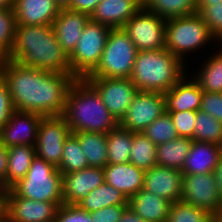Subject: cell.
<instances>
[{"instance_id": "cell-52", "label": "cell", "mask_w": 222, "mask_h": 222, "mask_svg": "<svg viewBox=\"0 0 222 222\" xmlns=\"http://www.w3.org/2000/svg\"><path fill=\"white\" fill-rule=\"evenodd\" d=\"M61 8H66L71 0H54Z\"/></svg>"}, {"instance_id": "cell-33", "label": "cell", "mask_w": 222, "mask_h": 222, "mask_svg": "<svg viewBox=\"0 0 222 222\" xmlns=\"http://www.w3.org/2000/svg\"><path fill=\"white\" fill-rule=\"evenodd\" d=\"M81 150L78 137L74 133H71L64 142L61 162L57 167L62 175L89 167L85 155Z\"/></svg>"}, {"instance_id": "cell-12", "label": "cell", "mask_w": 222, "mask_h": 222, "mask_svg": "<svg viewBox=\"0 0 222 222\" xmlns=\"http://www.w3.org/2000/svg\"><path fill=\"white\" fill-rule=\"evenodd\" d=\"M84 79L98 92L108 111L120 122L138 92L130 78Z\"/></svg>"}, {"instance_id": "cell-27", "label": "cell", "mask_w": 222, "mask_h": 222, "mask_svg": "<svg viewBox=\"0 0 222 222\" xmlns=\"http://www.w3.org/2000/svg\"><path fill=\"white\" fill-rule=\"evenodd\" d=\"M35 156V146L18 145L8 148L6 183L10 187L16 184L20 179L24 178Z\"/></svg>"}, {"instance_id": "cell-16", "label": "cell", "mask_w": 222, "mask_h": 222, "mask_svg": "<svg viewBox=\"0 0 222 222\" xmlns=\"http://www.w3.org/2000/svg\"><path fill=\"white\" fill-rule=\"evenodd\" d=\"M143 190L171 203L181 201L183 174L180 170L156 165L145 171Z\"/></svg>"}, {"instance_id": "cell-28", "label": "cell", "mask_w": 222, "mask_h": 222, "mask_svg": "<svg viewBox=\"0 0 222 222\" xmlns=\"http://www.w3.org/2000/svg\"><path fill=\"white\" fill-rule=\"evenodd\" d=\"M77 205L81 209L92 213L111 205H128V199L113 186L104 182L95 190L89 192V195Z\"/></svg>"}, {"instance_id": "cell-11", "label": "cell", "mask_w": 222, "mask_h": 222, "mask_svg": "<svg viewBox=\"0 0 222 222\" xmlns=\"http://www.w3.org/2000/svg\"><path fill=\"white\" fill-rule=\"evenodd\" d=\"M181 201L205 209L214 217H222V200L214 172L183 175Z\"/></svg>"}, {"instance_id": "cell-39", "label": "cell", "mask_w": 222, "mask_h": 222, "mask_svg": "<svg viewBox=\"0 0 222 222\" xmlns=\"http://www.w3.org/2000/svg\"><path fill=\"white\" fill-rule=\"evenodd\" d=\"M179 137L194 138L197 111L168 112Z\"/></svg>"}, {"instance_id": "cell-9", "label": "cell", "mask_w": 222, "mask_h": 222, "mask_svg": "<svg viewBox=\"0 0 222 222\" xmlns=\"http://www.w3.org/2000/svg\"><path fill=\"white\" fill-rule=\"evenodd\" d=\"M122 28L138 51L165 48L166 19L143 7Z\"/></svg>"}, {"instance_id": "cell-31", "label": "cell", "mask_w": 222, "mask_h": 222, "mask_svg": "<svg viewBox=\"0 0 222 222\" xmlns=\"http://www.w3.org/2000/svg\"><path fill=\"white\" fill-rule=\"evenodd\" d=\"M220 49L221 51L209 57L204 67L193 76L202 91L222 93V48Z\"/></svg>"}, {"instance_id": "cell-22", "label": "cell", "mask_w": 222, "mask_h": 222, "mask_svg": "<svg viewBox=\"0 0 222 222\" xmlns=\"http://www.w3.org/2000/svg\"><path fill=\"white\" fill-rule=\"evenodd\" d=\"M103 170L105 182L120 191L128 200L143 189L145 171L130 162L108 164Z\"/></svg>"}, {"instance_id": "cell-38", "label": "cell", "mask_w": 222, "mask_h": 222, "mask_svg": "<svg viewBox=\"0 0 222 222\" xmlns=\"http://www.w3.org/2000/svg\"><path fill=\"white\" fill-rule=\"evenodd\" d=\"M197 14L208 25V28L213 37L219 43L222 42V2L217 4H210L208 6H201L197 10ZM221 41V42H220Z\"/></svg>"}, {"instance_id": "cell-10", "label": "cell", "mask_w": 222, "mask_h": 222, "mask_svg": "<svg viewBox=\"0 0 222 222\" xmlns=\"http://www.w3.org/2000/svg\"><path fill=\"white\" fill-rule=\"evenodd\" d=\"M70 127L62 115L43 116L39 123L35 144L36 156L58 167Z\"/></svg>"}, {"instance_id": "cell-35", "label": "cell", "mask_w": 222, "mask_h": 222, "mask_svg": "<svg viewBox=\"0 0 222 222\" xmlns=\"http://www.w3.org/2000/svg\"><path fill=\"white\" fill-rule=\"evenodd\" d=\"M213 218L205 209L178 201L171 203L167 222H210Z\"/></svg>"}, {"instance_id": "cell-5", "label": "cell", "mask_w": 222, "mask_h": 222, "mask_svg": "<svg viewBox=\"0 0 222 222\" xmlns=\"http://www.w3.org/2000/svg\"><path fill=\"white\" fill-rule=\"evenodd\" d=\"M11 189L20 197L45 202H63L62 174L58 168L35 156L24 176Z\"/></svg>"}, {"instance_id": "cell-49", "label": "cell", "mask_w": 222, "mask_h": 222, "mask_svg": "<svg viewBox=\"0 0 222 222\" xmlns=\"http://www.w3.org/2000/svg\"><path fill=\"white\" fill-rule=\"evenodd\" d=\"M7 200L0 199V222H8Z\"/></svg>"}, {"instance_id": "cell-1", "label": "cell", "mask_w": 222, "mask_h": 222, "mask_svg": "<svg viewBox=\"0 0 222 222\" xmlns=\"http://www.w3.org/2000/svg\"><path fill=\"white\" fill-rule=\"evenodd\" d=\"M0 75L7 84L14 110L43 116L63 114L68 90L76 80L72 74L22 67L7 58L0 59Z\"/></svg>"}, {"instance_id": "cell-40", "label": "cell", "mask_w": 222, "mask_h": 222, "mask_svg": "<svg viewBox=\"0 0 222 222\" xmlns=\"http://www.w3.org/2000/svg\"><path fill=\"white\" fill-rule=\"evenodd\" d=\"M55 222H92L91 213L74 204H61Z\"/></svg>"}, {"instance_id": "cell-34", "label": "cell", "mask_w": 222, "mask_h": 222, "mask_svg": "<svg viewBox=\"0 0 222 222\" xmlns=\"http://www.w3.org/2000/svg\"><path fill=\"white\" fill-rule=\"evenodd\" d=\"M192 140L222 146V122L207 113L197 111L194 138Z\"/></svg>"}, {"instance_id": "cell-48", "label": "cell", "mask_w": 222, "mask_h": 222, "mask_svg": "<svg viewBox=\"0 0 222 222\" xmlns=\"http://www.w3.org/2000/svg\"><path fill=\"white\" fill-rule=\"evenodd\" d=\"M11 187L6 183L4 177L0 176V199H8Z\"/></svg>"}, {"instance_id": "cell-7", "label": "cell", "mask_w": 222, "mask_h": 222, "mask_svg": "<svg viewBox=\"0 0 222 222\" xmlns=\"http://www.w3.org/2000/svg\"><path fill=\"white\" fill-rule=\"evenodd\" d=\"M211 39L215 38L197 13L166 19L165 48L182 61L185 54L205 48Z\"/></svg>"}, {"instance_id": "cell-46", "label": "cell", "mask_w": 222, "mask_h": 222, "mask_svg": "<svg viewBox=\"0 0 222 222\" xmlns=\"http://www.w3.org/2000/svg\"><path fill=\"white\" fill-rule=\"evenodd\" d=\"M118 222H147L137 215L129 206L124 210Z\"/></svg>"}, {"instance_id": "cell-43", "label": "cell", "mask_w": 222, "mask_h": 222, "mask_svg": "<svg viewBox=\"0 0 222 222\" xmlns=\"http://www.w3.org/2000/svg\"><path fill=\"white\" fill-rule=\"evenodd\" d=\"M128 205H111L91 213L92 222H118Z\"/></svg>"}, {"instance_id": "cell-51", "label": "cell", "mask_w": 222, "mask_h": 222, "mask_svg": "<svg viewBox=\"0 0 222 222\" xmlns=\"http://www.w3.org/2000/svg\"><path fill=\"white\" fill-rule=\"evenodd\" d=\"M14 0H0V10L13 9Z\"/></svg>"}, {"instance_id": "cell-15", "label": "cell", "mask_w": 222, "mask_h": 222, "mask_svg": "<svg viewBox=\"0 0 222 222\" xmlns=\"http://www.w3.org/2000/svg\"><path fill=\"white\" fill-rule=\"evenodd\" d=\"M43 115L33 112L14 111L9 121L0 129V140L7 147L35 146L39 123Z\"/></svg>"}, {"instance_id": "cell-4", "label": "cell", "mask_w": 222, "mask_h": 222, "mask_svg": "<svg viewBox=\"0 0 222 222\" xmlns=\"http://www.w3.org/2000/svg\"><path fill=\"white\" fill-rule=\"evenodd\" d=\"M183 63L166 48L138 51L130 80L138 91L164 93L185 76Z\"/></svg>"}, {"instance_id": "cell-13", "label": "cell", "mask_w": 222, "mask_h": 222, "mask_svg": "<svg viewBox=\"0 0 222 222\" xmlns=\"http://www.w3.org/2000/svg\"><path fill=\"white\" fill-rule=\"evenodd\" d=\"M164 113L165 96L163 93L138 91L119 122V126L134 133H142Z\"/></svg>"}, {"instance_id": "cell-37", "label": "cell", "mask_w": 222, "mask_h": 222, "mask_svg": "<svg viewBox=\"0 0 222 222\" xmlns=\"http://www.w3.org/2000/svg\"><path fill=\"white\" fill-rule=\"evenodd\" d=\"M15 28L14 10H0V59L5 58L12 48Z\"/></svg>"}, {"instance_id": "cell-17", "label": "cell", "mask_w": 222, "mask_h": 222, "mask_svg": "<svg viewBox=\"0 0 222 222\" xmlns=\"http://www.w3.org/2000/svg\"><path fill=\"white\" fill-rule=\"evenodd\" d=\"M105 182L102 168L87 167L62 175L63 203L77 205L89 192Z\"/></svg>"}, {"instance_id": "cell-3", "label": "cell", "mask_w": 222, "mask_h": 222, "mask_svg": "<svg viewBox=\"0 0 222 222\" xmlns=\"http://www.w3.org/2000/svg\"><path fill=\"white\" fill-rule=\"evenodd\" d=\"M62 116L71 133L107 134L119 126V122L102 102L101 96L85 79H76L71 84Z\"/></svg>"}, {"instance_id": "cell-50", "label": "cell", "mask_w": 222, "mask_h": 222, "mask_svg": "<svg viewBox=\"0 0 222 222\" xmlns=\"http://www.w3.org/2000/svg\"><path fill=\"white\" fill-rule=\"evenodd\" d=\"M221 2L222 0H196V6L198 10L201 6H208L210 4H217Z\"/></svg>"}, {"instance_id": "cell-53", "label": "cell", "mask_w": 222, "mask_h": 222, "mask_svg": "<svg viewBox=\"0 0 222 222\" xmlns=\"http://www.w3.org/2000/svg\"><path fill=\"white\" fill-rule=\"evenodd\" d=\"M210 222H222V217H214Z\"/></svg>"}, {"instance_id": "cell-14", "label": "cell", "mask_w": 222, "mask_h": 222, "mask_svg": "<svg viewBox=\"0 0 222 222\" xmlns=\"http://www.w3.org/2000/svg\"><path fill=\"white\" fill-rule=\"evenodd\" d=\"M63 202H45L18 196L12 189L7 200L8 222H55Z\"/></svg>"}, {"instance_id": "cell-2", "label": "cell", "mask_w": 222, "mask_h": 222, "mask_svg": "<svg viewBox=\"0 0 222 222\" xmlns=\"http://www.w3.org/2000/svg\"><path fill=\"white\" fill-rule=\"evenodd\" d=\"M5 58L22 67L71 74L69 56L58 43L52 25L16 24L13 45Z\"/></svg>"}, {"instance_id": "cell-18", "label": "cell", "mask_w": 222, "mask_h": 222, "mask_svg": "<svg viewBox=\"0 0 222 222\" xmlns=\"http://www.w3.org/2000/svg\"><path fill=\"white\" fill-rule=\"evenodd\" d=\"M89 19L90 16L88 14L68 8H61L58 16L52 23L56 39L68 56L75 49L84 26Z\"/></svg>"}, {"instance_id": "cell-29", "label": "cell", "mask_w": 222, "mask_h": 222, "mask_svg": "<svg viewBox=\"0 0 222 222\" xmlns=\"http://www.w3.org/2000/svg\"><path fill=\"white\" fill-rule=\"evenodd\" d=\"M108 164H124L129 162L132 148L133 132L118 126L107 134Z\"/></svg>"}, {"instance_id": "cell-6", "label": "cell", "mask_w": 222, "mask_h": 222, "mask_svg": "<svg viewBox=\"0 0 222 222\" xmlns=\"http://www.w3.org/2000/svg\"><path fill=\"white\" fill-rule=\"evenodd\" d=\"M137 52L123 28H111L99 64L86 77L130 78Z\"/></svg>"}, {"instance_id": "cell-26", "label": "cell", "mask_w": 222, "mask_h": 222, "mask_svg": "<svg viewBox=\"0 0 222 222\" xmlns=\"http://www.w3.org/2000/svg\"><path fill=\"white\" fill-rule=\"evenodd\" d=\"M192 141L188 137H178L169 142L157 145V165L181 171L185 159L189 154Z\"/></svg>"}, {"instance_id": "cell-20", "label": "cell", "mask_w": 222, "mask_h": 222, "mask_svg": "<svg viewBox=\"0 0 222 222\" xmlns=\"http://www.w3.org/2000/svg\"><path fill=\"white\" fill-rule=\"evenodd\" d=\"M61 7L54 0H14L16 24L52 25Z\"/></svg>"}, {"instance_id": "cell-42", "label": "cell", "mask_w": 222, "mask_h": 222, "mask_svg": "<svg viewBox=\"0 0 222 222\" xmlns=\"http://www.w3.org/2000/svg\"><path fill=\"white\" fill-rule=\"evenodd\" d=\"M14 111L7 84L0 75V129L9 121Z\"/></svg>"}, {"instance_id": "cell-21", "label": "cell", "mask_w": 222, "mask_h": 222, "mask_svg": "<svg viewBox=\"0 0 222 222\" xmlns=\"http://www.w3.org/2000/svg\"><path fill=\"white\" fill-rule=\"evenodd\" d=\"M183 76L170 90L164 92L165 112L199 111L203 91L198 82Z\"/></svg>"}, {"instance_id": "cell-41", "label": "cell", "mask_w": 222, "mask_h": 222, "mask_svg": "<svg viewBox=\"0 0 222 222\" xmlns=\"http://www.w3.org/2000/svg\"><path fill=\"white\" fill-rule=\"evenodd\" d=\"M200 111L222 122V93L203 91Z\"/></svg>"}, {"instance_id": "cell-47", "label": "cell", "mask_w": 222, "mask_h": 222, "mask_svg": "<svg viewBox=\"0 0 222 222\" xmlns=\"http://www.w3.org/2000/svg\"><path fill=\"white\" fill-rule=\"evenodd\" d=\"M214 175H215V178H216V186L218 188L219 195H220L221 200H222V155L220 156L218 164L215 167Z\"/></svg>"}, {"instance_id": "cell-32", "label": "cell", "mask_w": 222, "mask_h": 222, "mask_svg": "<svg viewBox=\"0 0 222 222\" xmlns=\"http://www.w3.org/2000/svg\"><path fill=\"white\" fill-rule=\"evenodd\" d=\"M157 146L143 133L133 132L129 162L144 171L157 165Z\"/></svg>"}, {"instance_id": "cell-25", "label": "cell", "mask_w": 222, "mask_h": 222, "mask_svg": "<svg viewBox=\"0 0 222 222\" xmlns=\"http://www.w3.org/2000/svg\"><path fill=\"white\" fill-rule=\"evenodd\" d=\"M79 140L82 152L89 167L104 168L108 165L107 137L103 133L78 132L74 133Z\"/></svg>"}, {"instance_id": "cell-19", "label": "cell", "mask_w": 222, "mask_h": 222, "mask_svg": "<svg viewBox=\"0 0 222 222\" xmlns=\"http://www.w3.org/2000/svg\"><path fill=\"white\" fill-rule=\"evenodd\" d=\"M143 7V0H102L90 19L111 28H122Z\"/></svg>"}, {"instance_id": "cell-30", "label": "cell", "mask_w": 222, "mask_h": 222, "mask_svg": "<svg viewBox=\"0 0 222 222\" xmlns=\"http://www.w3.org/2000/svg\"><path fill=\"white\" fill-rule=\"evenodd\" d=\"M143 8L165 19L197 13L196 0H143Z\"/></svg>"}, {"instance_id": "cell-45", "label": "cell", "mask_w": 222, "mask_h": 222, "mask_svg": "<svg viewBox=\"0 0 222 222\" xmlns=\"http://www.w3.org/2000/svg\"><path fill=\"white\" fill-rule=\"evenodd\" d=\"M8 169V148L0 140V176L6 180Z\"/></svg>"}, {"instance_id": "cell-36", "label": "cell", "mask_w": 222, "mask_h": 222, "mask_svg": "<svg viewBox=\"0 0 222 222\" xmlns=\"http://www.w3.org/2000/svg\"><path fill=\"white\" fill-rule=\"evenodd\" d=\"M142 133L156 146L179 137L172 118L167 112L146 127Z\"/></svg>"}, {"instance_id": "cell-23", "label": "cell", "mask_w": 222, "mask_h": 222, "mask_svg": "<svg viewBox=\"0 0 222 222\" xmlns=\"http://www.w3.org/2000/svg\"><path fill=\"white\" fill-rule=\"evenodd\" d=\"M222 155V146L214 143L192 141L183 168V175L214 172Z\"/></svg>"}, {"instance_id": "cell-44", "label": "cell", "mask_w": 222, "mask_h": 222, "mask_svg": "<svg viewBox=\"0 0 222 222\" xmlns=\"http://www.w3.org/2000/svg\"><path fill=\"white\" fill-rule=\"evenodd\" d=\"M100 1L102 0H71L66 8L91 16Z\"/></svg>"}, {"instance_id": "cell-8", "label": "cell", "mask_w": 222, "mask_h": 222, "mask_svg": "<svg viewBox=\"0 0 222 222\" xmlns=\"http://www.w3.org/2000/svg\"><path fill=\"white\" fill-rule=\"evenodd\" d=\"M111 27L91 19L85 24L75 49L69 55L71 74L84 79L99 64Z\"/></svg>"}, {"instance_id": "cell-24", "label": "cell", "mask_w": 222, "mask_h": 222, "mask_svg": "<svg viewBox=\"0 0 222 222\" xmlns=\"http://www.w3.org/2000/svg\"><path fill=\"white\" fill-rule=\"evenodd\" d=\"M128 206L147 222H167L171 202L141 189L128 200Z\"/></svg>"}]
</instances>
